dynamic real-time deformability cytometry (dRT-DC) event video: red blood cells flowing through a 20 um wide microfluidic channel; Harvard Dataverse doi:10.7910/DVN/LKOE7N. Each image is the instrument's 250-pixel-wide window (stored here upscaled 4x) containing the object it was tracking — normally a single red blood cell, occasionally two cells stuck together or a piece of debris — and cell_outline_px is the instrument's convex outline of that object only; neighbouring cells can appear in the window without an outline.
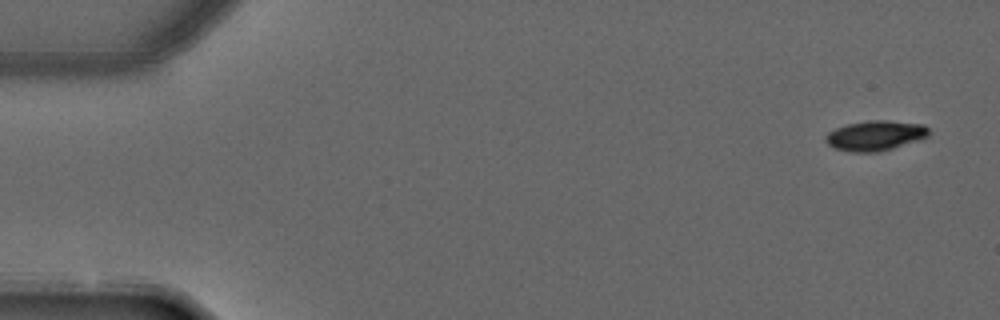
{"species": "common noctule bat (a hibernating species)", "species_latin": "Nyctalus noctula", "temperature_condition": "warm", "stored_images_in_passage": 4, "camera_frame_rate_fps": 3000, "um_per_image_px": 0.085, "animal": {"sex": "male", "forearm_length_mm": 52.5}, "frame": {"image": 1, "passage_image": 1, "time_ms": 0.0, "image_size_px": [1000, 320], "cell_outline_px": [[928, 136], [880, 152], [848, 152], [836, 148], [828, 144], [824, 140], [824, 136], [828, 132], [836, 128], [848, 124], [872, 120], [888, 120], [924, 124], [928, 128]], "centroid_in_image_um": [74.36, 11.52], "position_along_channel_um": 10.6, "area_um2": 17.92}}
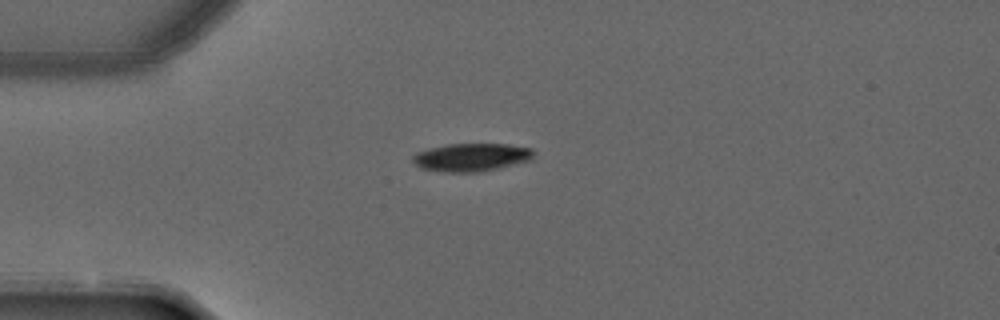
{"frame": {"image": 2, "passage_image": 4, "time_ms": 1.0, "image_size_px": [1000, 320], "cell_outline_px": [[532, 160], [500, 168], [480, 172], [448, 172], [420, 168], [412, 160], [412, 156], [416, 152], [448, 144], [508, 144], [532, 148]], "centroid_in_image_um": [40.08, 13.37], "position_along_channel_um": 44.9, "area_um2": 19.71}}